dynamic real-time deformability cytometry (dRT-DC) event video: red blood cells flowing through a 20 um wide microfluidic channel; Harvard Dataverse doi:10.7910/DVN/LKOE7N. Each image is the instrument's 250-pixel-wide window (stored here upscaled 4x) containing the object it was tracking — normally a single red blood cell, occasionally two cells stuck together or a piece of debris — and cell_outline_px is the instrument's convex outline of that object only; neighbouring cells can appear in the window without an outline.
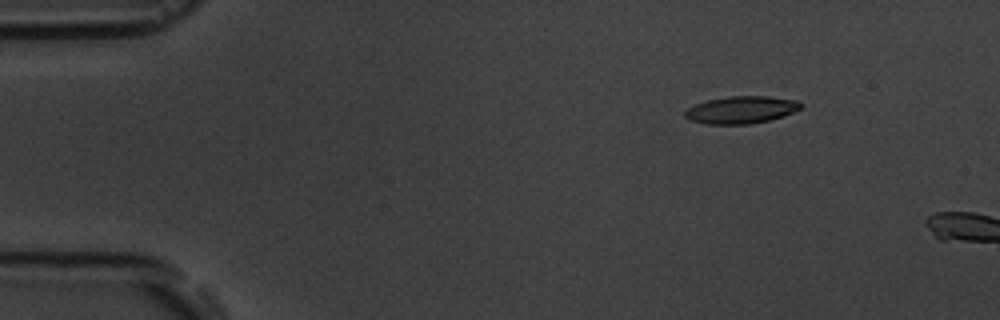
{"species": "common noctule bat (a hibernating species)", "species_latin": "Nyctalus noctula", "temperature_condition": "room temperature", "stored_images_in_passage": 3, "camera_frame_rate_fps": 3000, "um_per_image_px": 0.085, "animal": {"sex": "male", "body_mass_g": 19.5, "forearm_length_mm": 54.6}, "frame": {"image": 1, "passage_image": 2, "time_ms": 2.0, "image_size_px": [1000, 320], "cell_outline_px": [[804, 108], [784, 116], [768, 120], [748, 124], [708, 124], [688, 120], [684, 116], [684, 112], [688, 108], [696, 104], [708, 100], [728, 96], [768, 96], [796, 100], [804, 104]], "centroid_in_image_um": [63.04, 9.33], "position_along_channel_um": 22.0, "area_um2": 18.55}}